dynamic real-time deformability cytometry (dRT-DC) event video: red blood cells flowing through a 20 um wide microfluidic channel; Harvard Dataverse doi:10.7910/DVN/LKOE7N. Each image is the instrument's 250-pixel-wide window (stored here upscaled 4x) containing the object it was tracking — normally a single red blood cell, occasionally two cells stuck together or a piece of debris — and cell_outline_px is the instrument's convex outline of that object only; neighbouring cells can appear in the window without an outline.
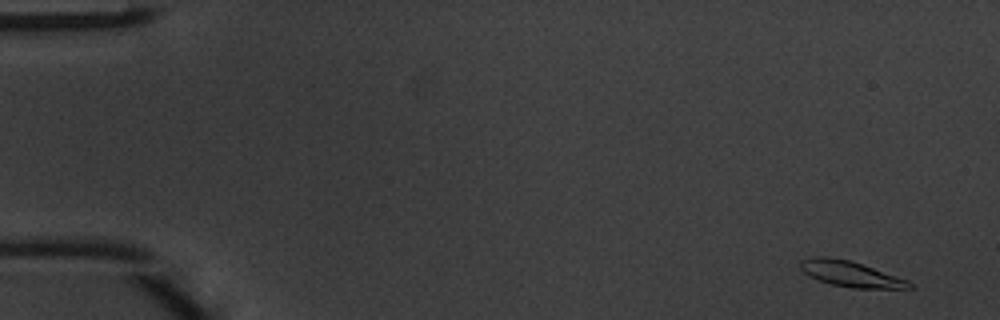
{"species": "common noctule bat (a hibernating species)", "species_latin": "Nyctalus noctula", "temperature_condition": "warm", "stored_images_in_passage": 49, "segment_of_instrument_passage": [1, 2], "camera_frame_rate_fps": 3000, "um_per_image_px": 0.085, "animal": {"sex": "male", "body_mass_g": 20.1, "forearm_length_mm": 53.5}, "frame": {"image": 1, "passage_image": 1, "time_ms": 0.0, "image_size_px": [1000, 320], "cell_outline_px": [[916, 288], [852, 288], [832, 284], [808, 276], [800, 268], [800, 260], [812, 256], [824, 256], [848, 260], [908, 280]], "centroid_in_image_um": [72.26, 23.28], "position_along_channel_um": 12.7, "area_um2": 16.01}}
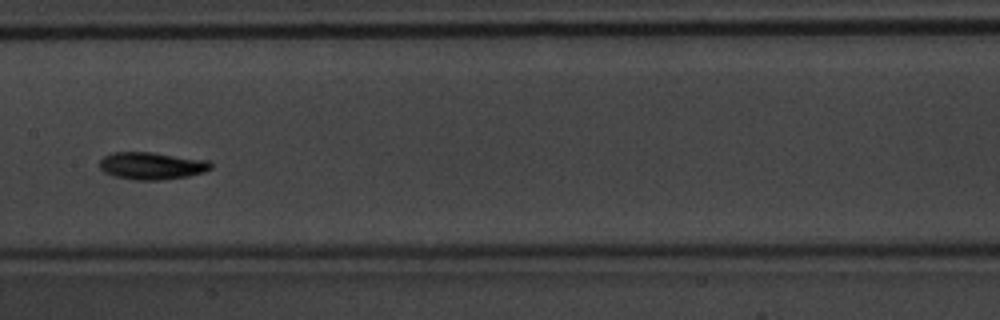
{"frame": {"image": 2, "passage_image": 24, "time_ms": 7.667, "image_size_px": [1000, 320], "cell_outline_px": [[212, 168], [204, 172], [188, 176], [160, 180], [132, 180], [112, 176], [104, 172], [100, 168], [100, 160], [104, 156], [112, 152], [152, 152], [208, 160], [212, 164]], "centroid_in_image_um": [12.88, 14.09], "position_along_channel_um": 194.5, "area_um2": 17.86}}
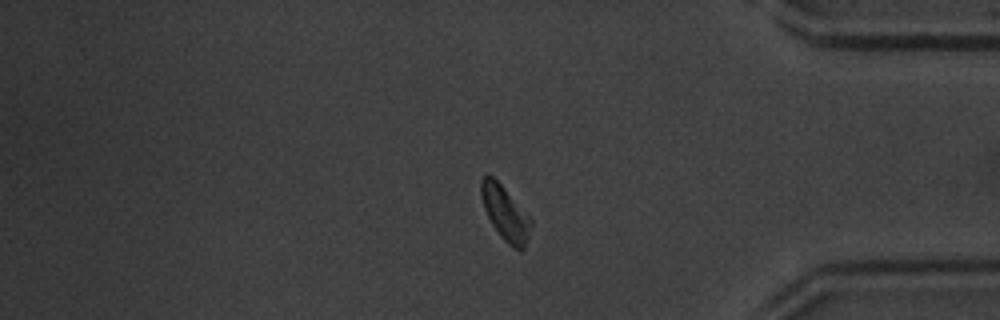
{"frame": {"image": 3, "passage_image": 40, "time_ms": 13.0, "image_size_px": [1000, 320], "cell_outline_px": [[532, 224], [524, 248], [520, 252], [512, 248], [500, 236], [492, 224], [484, 208], [480, 196], [480, 180], [488, 172], [500, 184], [532, 220]], "centroid_in_image_um": [42.92, 18.13], "position_along_channel_um": 392.3, "area_um2": 15.61}}